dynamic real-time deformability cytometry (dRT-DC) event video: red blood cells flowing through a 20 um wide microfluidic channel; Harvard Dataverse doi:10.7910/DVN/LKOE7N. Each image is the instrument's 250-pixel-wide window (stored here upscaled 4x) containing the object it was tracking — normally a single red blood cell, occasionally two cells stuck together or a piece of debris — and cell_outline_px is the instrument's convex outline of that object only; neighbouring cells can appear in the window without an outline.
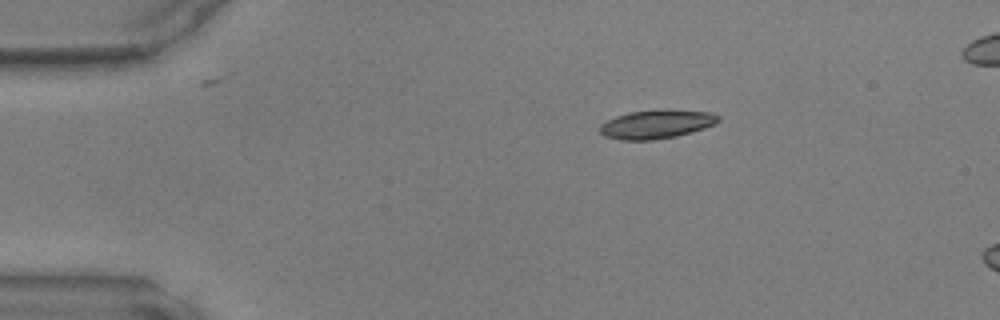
{"species": "common noctule bat (a hibernating species)", "species_latin": "Nyctalus noctula", "temperature_condition": "warm", "stored_images_in_passage": 28, "camera_frame_rate_fps": 3000, "um_per_image_px": 0.085, "animal": {"sex": "male", "body_mass_g": 17.9, "forearm_length_mm": 54.2}, "frame": {"image": 1, "passage_image": 1, "time_ms": 0.0, "image_size_px": [1000, 320], "cell_outline_px": [[720, 120], [716, 124], [704, 128], [676, 136], [652, 140], [620, 140], [604, 136], [600, 132], [600, 124], [616, 116], [628, 112], [664, 108], [712, 112], [720, 116]], "centroid_in_image_um": [55.83, 10.53], "position_along_channel_um": 29.2, "area_um2": 20.17}}
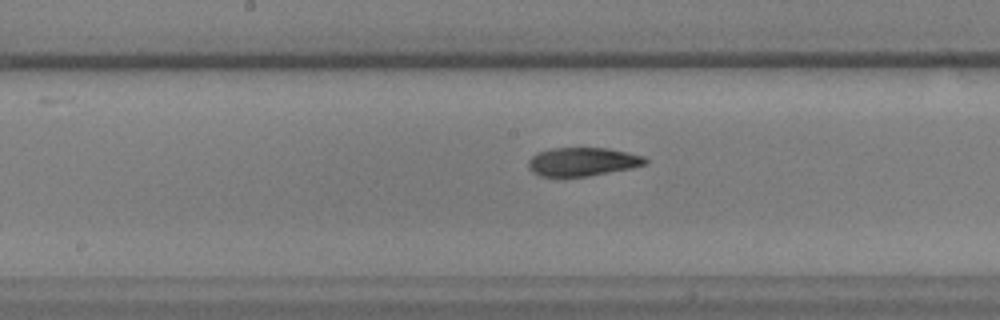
{"frame": {"image": 2, "passage_image": 17, "time_ms": 5.333, "image_size_px": [1000, 320], "cell_outline_px": [[648, 164], [588, 176], [564, 180], [540, 176], [532, 172], [528, 168], [528, 160], [532, 156], [540, 152], [552, 148], [608, 148], [644, 156], [648, 160]], "centroid_in_image_um": [49.45, 13.79], "position_along_channel_um": 198.8, "area_um2": 19.94}}
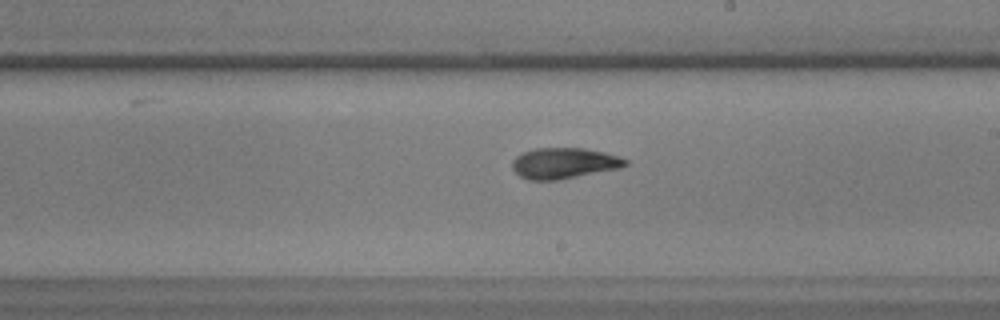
{"frame": {"image": 3, "passage_image": 20, "time_ms": 6.333, "image_size_px": [1000, 320], "cell_outline_px": [[628, 164], [620, 168], [560, 180], [528, 180], [520, 176], [512, 168], [512, 160], [516, 156], [524, 152], [536, 148], [584, 148], [604, 152], [628, 160]], "centroid_in_image_um": [47.93, 13.88], "position_along_channel_um": 241.1, "area_um2": 20.35}}